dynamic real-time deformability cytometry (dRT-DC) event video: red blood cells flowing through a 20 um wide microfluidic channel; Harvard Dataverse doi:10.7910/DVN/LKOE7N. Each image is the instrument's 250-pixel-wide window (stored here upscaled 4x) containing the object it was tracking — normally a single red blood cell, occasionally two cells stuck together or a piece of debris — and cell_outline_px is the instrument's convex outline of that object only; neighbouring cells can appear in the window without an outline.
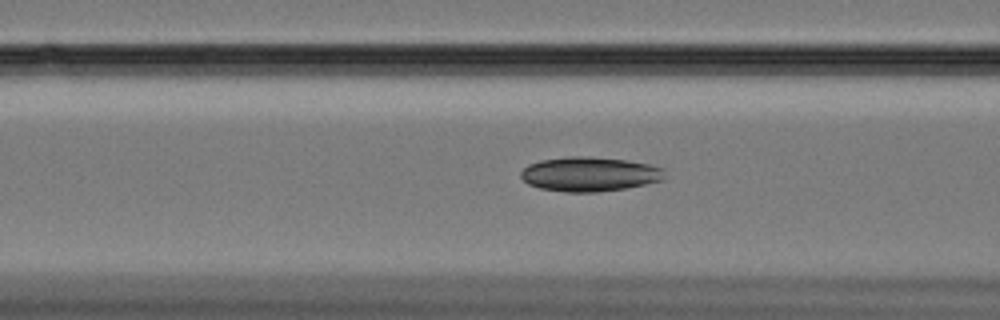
{"species": "Egyptian fruit bat (a non-hibernating species)", "species_latin": "Rousettus aegyptiacus", "temperature_condition": "cold", "stored_images_in_passage": 32, "camera_frame_rate_fps": 3000, "um_per_image_px": 0.085, "animal": {"sex": "female"}, "frame": {"image": 1, "passage_image": 14, "time_ms": 4.333, "image_size_px": [1000, 320], "cell_outline_px": [[636, 184], [612, 188], [552, 188], [536, 184], [528, 180], [528, 168], [536, 164], [552, 160], [612, 160], [636, 164]], "centroid_in_image_um": [49.56, 14.79], "position_along_channel_um": 117.0, "area_um2": 20.0}}
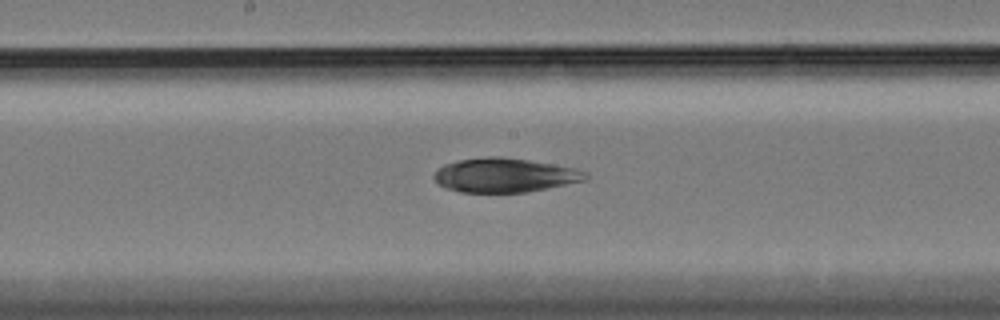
{"frame": {"image": 2, "passage_image": 22, "time_ms": 7.0, "image_size_px": [1000, 320], "cell_outline_px": [[548, 184], [508, 192], [476, 192], [460, 188], [456, 184], [460, 164], [468, 160], [512, 160], [548, 168]], "centroid_in_image_um": [42.51, 14.95], "position_along_channel_um": 205.7, "area_um2": 18.15}}
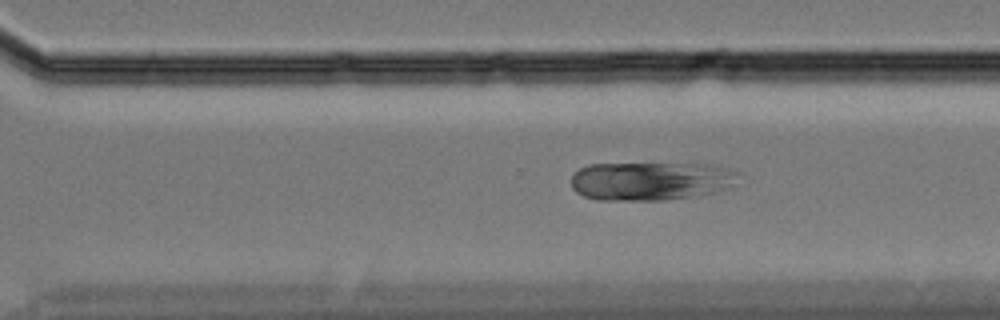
{"frame": {"image": 3, "passage_image": 32, "time_ms": 10.333, "image_size_px": [1000, 320], "cell_outline_px": [[676, 184], [652, 196], [616, 196], [612, 168], [624, 164], [632, 164], [644, 168]], "centroid_in_image_um": [54.23, 15.43], "position_along_channel_um": 316.4, "area_um2": 10.23}}